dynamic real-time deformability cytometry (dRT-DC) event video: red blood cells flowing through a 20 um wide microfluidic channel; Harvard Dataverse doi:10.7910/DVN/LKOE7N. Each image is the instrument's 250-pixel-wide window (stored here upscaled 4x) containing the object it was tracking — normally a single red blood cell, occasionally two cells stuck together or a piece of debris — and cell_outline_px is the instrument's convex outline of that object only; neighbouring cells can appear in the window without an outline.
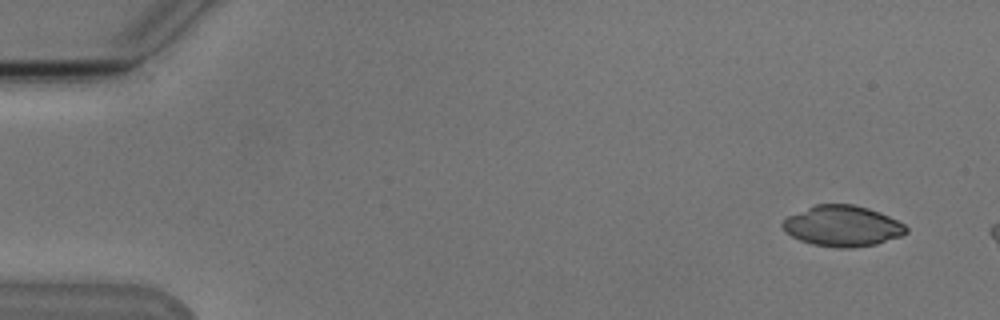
{"species": "Egyptian fruit bat (a non-hibernating species)", "species_latin": "Rousettus aegyptiacus", "temperature_condition": "cold", "stored_images_in_passage": 4, "camera_frame_rate_fps": 3000, "um_per_image_px": 0.085, "animal": {"sex": "male"}, "frame": {"image": 1, "passage_image": 1, "time_ms": 0.0, "image_size_px": [1000, 320], "cell_outline_px": [[908, 232], [900, 236], [876, 244], [852, 248], [836, 248], [812, 244], [800, 240], [784, 232], [780, 224], [788, 216], [816, 204], [852, 204], [868, 208], [880, 212], [904, 224], [908, 228]], "centroid_in_image_um": [71.59, 19.22], "position_along_channel_um": 13.4, "area_um2": 29.36}}